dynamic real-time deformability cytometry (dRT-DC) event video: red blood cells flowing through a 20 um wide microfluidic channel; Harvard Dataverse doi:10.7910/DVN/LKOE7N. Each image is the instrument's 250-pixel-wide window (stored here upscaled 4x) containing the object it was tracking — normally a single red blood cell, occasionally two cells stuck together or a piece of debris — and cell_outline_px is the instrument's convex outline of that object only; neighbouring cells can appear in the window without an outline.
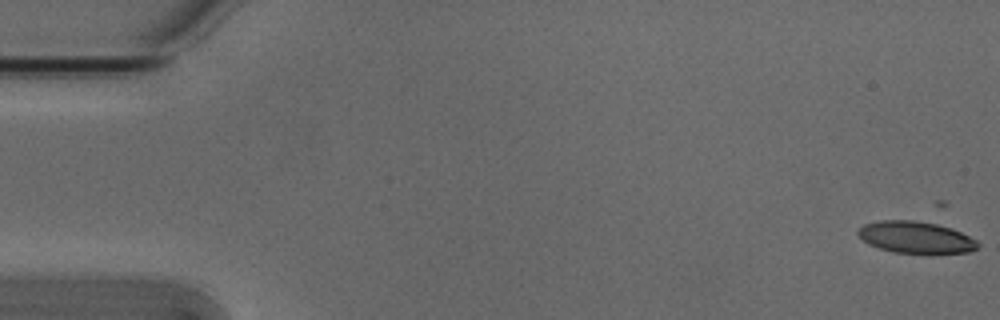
{"species": "Egyptian fruit bat (a non-hibernating species)", "species_latin": "Rousettus aegyptiacus", "temperature_condition": "cold", "stored_images_in_passage": 5, "camera_frame_rate_fps": 3000, "um_per_image_px": 0.085, "animal": {"sex": "male"}, "frame": {"image": 1, "passage_image": 1, "time_ms": 0.0, "image_size_px": [1000, 320], "cell_outline_px": [[980, 244], [972, 252], [928, 256], [892, 252], [868, 244], [856, 232], [864, 224], [880, 220], [912, 220], [936, 224], [952, 228], [976, 240]], "centroid_in_image_um": [77.89, 20.22], "position_along_channel_um": 7.1, "area_um2": 22.89}}
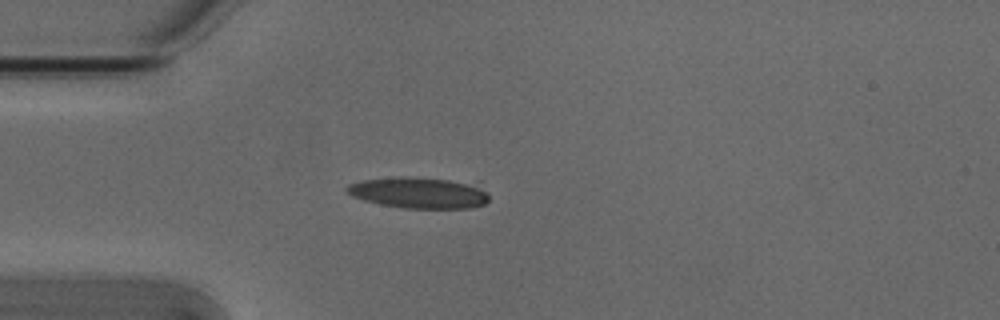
{"frame": {"image": 2, "passage_image": 5, "time_ms": 1.333, "image_size_px": [1000, 320], "cell_outline_px": [[488, 200], [484, 204], [472, 208], [400, 208], [380, 204], [364, 200], [352, 196], [344, 192], [344, 188], [348, 184], [360, 180], [400, 176], [408, 176], [480, 180], [488, 192]], "centroid_in_image_um": [35.73, 16.34], "position_along_channel_um": 49.3, "area_um2": 27.28}}